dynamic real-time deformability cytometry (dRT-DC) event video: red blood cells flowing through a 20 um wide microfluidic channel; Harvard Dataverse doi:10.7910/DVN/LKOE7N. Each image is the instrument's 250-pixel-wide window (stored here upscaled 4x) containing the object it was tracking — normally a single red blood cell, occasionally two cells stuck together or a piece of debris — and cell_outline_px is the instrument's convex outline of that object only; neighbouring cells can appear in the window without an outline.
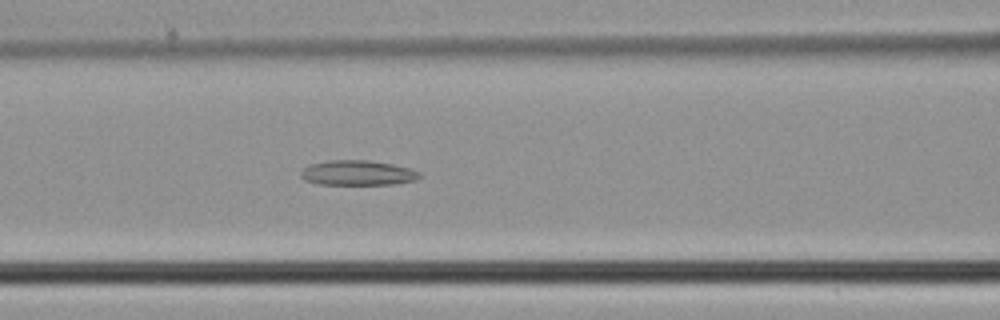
{"species": "common noctule bat (a hibernating species)", "species_latin": "Nyctalus noctula", "temperature_condition": "cold", "stored_images_in_passage": 39, "segment_of_instrument_passage": [1, 2], "camera_frame_rate_fps": 3000, "um_per_image_px": 0.085, "animal": {"sex": "male", "body_mass_g": 21.5, "forearm_length_mm": 52.0}, "frame": {"image": 1, "passage_image": 20, "time_ms": 6.333, "image_size_px": [1000, 320], "cell_outline_px": [[424, 176], [416, 180], [396, 184], [320, 184], [304, 180], [300, 176], [300, 172], [308, 164], [328, 160], [368, 160], [392, 164], [408, 168], [420, 172]], "centroid_in_image_um": [30.4, 14.69], "position_along_channel_um": 136.2, "area_um2": 17.4}}
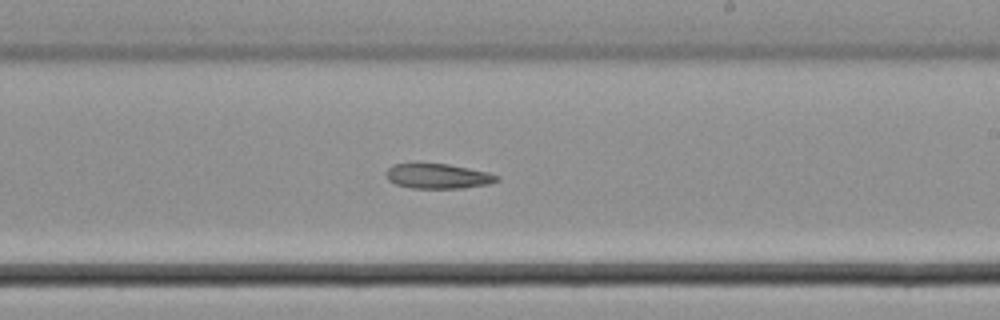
{"frame": {"image": 2, "passage_image": 28, "time_ms": 9.0, "image_size_px": [1000, 320], "cell_outline_px": [[500, 180], [488, 184], [464, 188], [412, 188], [396, 184], [388, 180], [384, 172], [392, 164], [448, 164], [488, 172], [500, 176]], "centroid_in_image_um": [37.23, 14.98], "position_along_channel_um": 251.8, "area_um2": 16.07}}
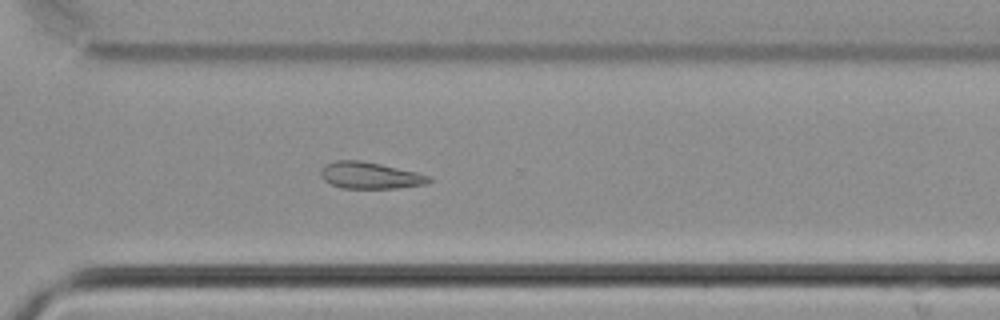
{"frame": {"image": 3, "passage_image": 34, "time_ms": 11.0, "image_size_px": [1000, 320], "cell_outline_px": [[432, 180], [424, 184], [396, 188], [340, 188], [328, 184], [320, 176], [320, 172], [328, 164], [336, 160], [360, 160], [380, 164], [416, 172], [428, 176]], "centroid_in_image_um": [31.41, 14.92], "position_along_channel_um": 339.2, "area_um2": 16.59}}